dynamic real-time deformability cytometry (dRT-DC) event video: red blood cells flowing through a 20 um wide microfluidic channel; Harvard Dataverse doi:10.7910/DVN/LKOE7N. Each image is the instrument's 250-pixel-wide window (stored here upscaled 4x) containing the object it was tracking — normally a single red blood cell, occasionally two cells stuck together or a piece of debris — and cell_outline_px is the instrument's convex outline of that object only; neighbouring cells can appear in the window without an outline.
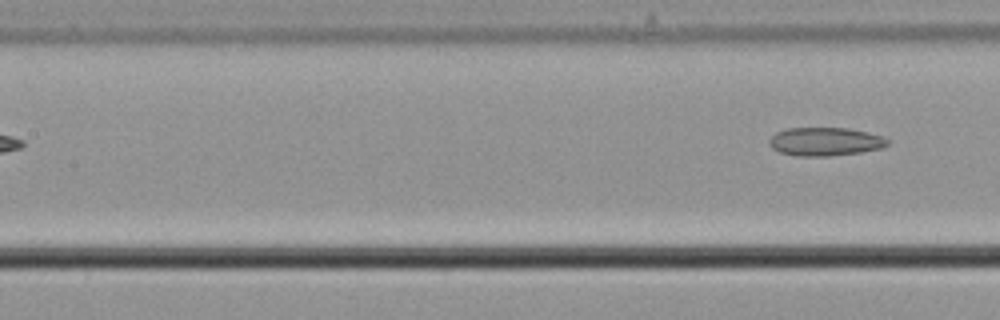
{"species": "common noctule bat (a hibernating species)", "species_latin": "Nyctalus noctula", "temperature_condition": "cold", "stored_images_in_passage": 6, "camera_frame_rate_fps": 3000, "um_per_image_px": 0.085, "animal": {"sex": "male", "body_mass_g": 21.5, "forearm_length_mm": 52.0}, "frame": {"image": 1, "passage_image": 6, "time_ms": 1.667, "image_size_px": [1000, 320], "cell_outline_px": [[888, 144], [880, 148], [860, 152], [828, 156], [796, 156], [780, 152], [772, 148], [768, 144], [768, 140], [776, 132], [788, 128], [848, 128], [868, 132], [880, 136], [888, 140]], "centroid_in_image_um": [70.09, 12.03], "position_along_channel_um": 137.3, "area_um2": 19.48}}